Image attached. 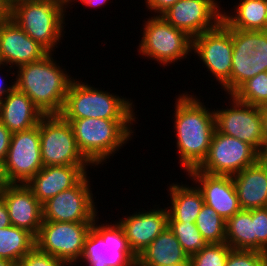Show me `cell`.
<instances>
[{
    "label": "cell",
    "instance_id": "26",
    "mask_svg": "<svg viewBox=\"0 0 267 266\" xmlns=\"http://www.w3.org/2000/svg\"><path fill=\"white\" fill-rule=\"evenodd\" d=\"M233 11L222 8V22L230 29L267 30L265 0H238ZM226 11V12H225Z\"/></svg>",
    "mask_w": 267,
    "mask_h": 266
},
{
    "label": "cell",
    "instance_id": "41",
    "mask_svg": "<svg viewBox=\"0 0 267 266\" xmlns=\"http://www.w3.org/2000/svg\"><path fill=\"white\" fill-rule=\"evenodd\" d=\"M9 185L11 182L7 176L5 162L0 160V193Z\"/></svg>",
    "mask_w": 267,
    "mask_h": 266
},
{
    "label": "cell",
    "instance_id": "5",
    "mask_svg": "<svg viewBox=\"0 0 267 266\" xmlns=\"http://www.w3.org/2000/svg\"><path fill=\"white\" fill-rule=\"evenodd\" d=\"M66 9L63 0L29 2L15 5L8 16L49 53H56L66 33Z\"/></svg>",
    "mask_w": 267,
    "mask_h": 266
},
{
    "label": "cell",
    "instance_id": "21",
    "mask_svg": "<svg viewBox=\"0 0 267 266\" xmlns=\"http://www.w3.org/2000/svg\"><path fill=\"white\" fill-rule=\"evenodd\" d=\"M89 167L95 168L71 165L44 166L25 185L43 204L58 193L75 186L89 172Z\"/></svg>",
    "mask_w": 267,
    "mask_h": 266
},
{
    "label": "cell",
    "instance_id": "36",
    "mask_svg": "<svg viewBox=\"0 0 267 266\" xmlns=\"http://www.w3.org/2000/svg\"><path fill=\"white\" fill-rule=\"evenodd\" d=\"M147 11L149 10L155 16H161L171 6H173L178 0H144ZM157 13V14H156Z\"/></svg>",
    "mask_w": 267,
    "mask_h": 266
},
{
    "label": "cell",
    "instance_id": "22",
    "mask_svg": "<svg viewBox=\"0 0 267 266\" xmlns=\"http://www.w3.org/2000/svg\"><path fill=\"white\" fill-rule=\"evenodd\" d=\"M43 116L32 100L16 88L0 99V121L12 133L34 128Z\"/></svg>",
    "mask_w": 267,
    "mask_h": 266
},
{
    "label": "cell",
    "instance_id": "39",
    "mask_svg": "<svg viewBox=\"0 0 267 266\" xmlns=\"http://www.w3.org/2000/svg\"><path fill=\"white\" fill-rule=\"evenodd\" d=\"M11 225L10 219H9V213L7 206L3 200V198L0 196V228H5Z\"/></svg>",
    "mask_w": 267,
    "mask_h": 266
},
{
    "label": "cell",
    "instance_id": "27",
    "mask_svg": "<svg viewBox=\"0 0 267 266\" xmlns=\"http://www.w3.org/2000/svg\"><path fill=\"white\" fill-rule=\"evenodd\" d=\"M225 242L234 250L257 251V236H254V209H241L226 220Z\"/></svg>",
    "mask_w": 267,
    "mask_h": 266
},
{
    "label": "cell",
    "instance_id": "15",
    "mask_svg": "<svg viewBox=\"0 0 267 266\" xmlns=\"http://www.w3.org/2000/svg\"><path fill=\"white\" fill-rule=\"evenodd\" d=\"M4 162L11 184H26L44 167L39 124L29 130L12 133Z\"/></svg>",
    "mask_w": 267,
    "mask_h": 266
},
{
    "label": "cell",
    "instance_id": "37",
    "mask_svg": "<svg viewBox=\"0 0 267 266\" xmlns=\"http://www.w3.org/2000/svg\"><path fill=\"white\" fill-rule=\"evenodd\" d=\"M12 132L0 121V160L5 161L10 146Z\"/></svg>",
    "mask_w": 267,
    "mask_h": 266
},
{
    "label": "cell",
    "instance_id": "23",
    "mask_svg": "<svg viewBox=\"0 0 267 266\" xmlns=\"http://www.w3.org/2000/svg\"><path fill=\"white\" fill-rule=\"evenodd\" d=\"M241 209L267 208V171L259 161L232 176Z\"/></svg>",
    "mask_w": 267,
    "mask_h": 266
},
{
    "label": "cell",
    "instance_id": "4",
    "mask_svg": "<svg viewBox=\"0 0 267 266\" xmlns=\"http://www.w3.org/2000/svg\"><path fill=\"white\" fill-rule=\"evenodd\" d=\"M74 78L69 85L61 115L65 119H138L131 98L110 93Z\"/></svg>",
    "mask_w": 267,
    "mask_h": 266
},
{
    "label": "cell",
    "instance_id": "11",
    "mask_svg": "<svg viewBox=\"0 0 267 266\" xmlns=\"http://www.w3.org/2000/svg\"><path fill=\"white\" fill-rule=\"evenodd\" d=\"M92 224L93 222L43 221L35 237V247L62 260L68 266H76Z\"/></svg>",
    "mask_w": 267,
    "mask_h": 266
},
{
    "label": "cell",
    "instance_id": "43",
    "mask_svg": "<svg viewBox=\"0 0 267 266\" xmlns=\"http://www.w3.org/2000/svg\"><path fill=\"white\" fill-rule=\"evenodd\" d=\"M13 9V0H0V12L8 15Z\"/></svg>",
    "mask_w": 267,
    "mask_h": 266
},
{
    "label": "cell",
    "instance_id": "48",
    "mask_svg": "<svg viewBox=\"0 0 267 266\" xmlns=\"http://www.w3.org/2000/svg\"><path fill=\"white\" fill-rule=\"evenodd\" d=\"M167 266H189V264H183V265L170 264V265H167Z\"/></svg>",
    "mask_w": 267,
    "mask_h": 266
},
{
    "label": "cell",
    "instance_id": "44",
    "mask_svg": "<svg viewBox=\"0 0 267 266\" xmlns=\"http://www.w3.org/2000/svg\"><path fill=\"white\" fill-rule=\"evenodd\" d=\"M258 161L267 171V149H263L258 153Z\"/></svg>",
    "mask_w": 267,
    "mask_h": 266
},
{
    "label": "cell",
    "instance_id": "16",
    "mask_svg": "<svg viewBox=\"0 0 267 266\" xmlns=\"http://www.w3.org/2000/svg\"><path fill=\"white\" fill-rule=\"evenodd\" d=\"M218 0H178L161 16L192 39L216 28L222 22Z\"/></svg>",
    "mask_w": 267,
    "mask_h": 266
},
{
    "label": "cell",
    "instance_id": "47",
    "mask_svg": "<svg viewBox=\"0 0 267 266\" xmlns=\"http://www.w3.org/2000/svg\"><path fill=\"white\" fill-rule=\"evenodd\" d=\"M63 1L66 3L68 7L72 4V2H74V0H63Z\"/></svg>",
    "mask_w": 267,
    "mask_h": 266
},
{
    "label": "cell",
    "instance_id": "45",
    "mask_svg": "<svg viewBox=\"0 0 267 266\" xmlns=\"http://www.w3.org/2000/svg\"><path fill=\"white\" fill-rule=\"evenodd\" d=\"M41 1H53V0H13V7L15 5H19V4H22V3L41 2Z\"/></svg>",
    "mask_w": 267,
    "mask_h": 266
},
{
    "label": "cell",
    "instance_id": "19",
    "mask_svg": "<svg viewBox=\"0 0 267 266\" xmlns=\"http://www.w3.org/2000/svg\"><path fill=\"white\" fill-rule=\"evenodd\" d=\"M185 175L201 191L204 204L213 208L225 220L241 210L232 176L212 175L196 168Z\"/></svg>",
    "mask_w": 267,
    "mask_h": 266
},
{
    "label": "cell",
    "instance_id": "9",
    "mask_svg": "<svg viewBox=\"0 0 267 266\" xmlns=\"http://www.w3.org/2000/svg\"><path fill=\"white\" fill-rule=\"evenodd\" d=\"M192 55L198 56L202 67L230 95L233 43L231 29L221 22L216 28L203 32L192 39ZM204 64V65H203Z\"/></svg>",
    "mask_w": 267,
    "mask_h": 266
},
{
    "label": "cell",
    "instance_id": "42",
    "mask_svg": "<svg viewBox=\"0 0 267 266\" xmlns=\"http://www.w3.org/2000/svg\"><path fill=\"white\" fill-rule=\"evenodd\" d=\"M262 130H263V149H267V107H261Z\"/></svg>",
    "mask_w": 267,
    "mask_h": 266
},
{
    "label": "cell",
    "instance_id": "20",
    "mask_svg": "<svg viewBox=\"0 0 267 266\" xmlns=\"http://www.w3.org/2000/svg\"><path fill=\"white\" fill-rule=\"evenodd\" d=\"M9 213L11 225L37 236L43 223L42 204L25 184H11L1 193Z\"/></svg>",
    "mask_w": 267,
    "mask_h": 266
},
{
    "label": "cell",
    "instance_id": "29",
    "mask_svg": "<svg viewBox=\"0 0 267 266\" xmlns=\"http://www.w3.org/2000/svg\"><path fill=\"white\" fill-rule=\"evenodd\" d=\"M195 224L207 244L225 242L226 220L218 215L213 208L204 204Z\"/></svg>",
    "mask_w": 267,
    "mask_h": 266
},
{
    "label": "cell",
    "instance_id": "28",
    "mask_svg": "<svg viewBox=\"0 0 267 266\" xmlns=\"http://www.w3.org/2000/svg\"><path fill=\"white\" fill-rule=\"evenodd\" d=\"M35 247V237L25 229L10 225L0 228V259L16 264Z\"/></svg>",
    "mask_w": 267,
    "mask_h": 266
},
{
    "label": "cell",
    "instance_id": "32",
    "mask_svg": "<svg viewBox=\"0 0 267 266\" xmlns=\"http://www.w3.org/2000/svg\"><path fill=\"white\" fill-rule=\"evenodd\" d=\"M231 250L226 242L207 244L189 257V266H225Z\"/></svg>",
    "mask_w": 267,
    "mask_h": 266
},
{
    "label": "cell",
    "instance_id": "1",
    "mask_svg": "<svg viewBox=\"0 0 267 266\" xmlns=\"http://www.w3.org/2000/svg\"><path fill=\"white\" fill-rule=\"evenodd\" d=\"M190 91L176 96L172 117L176 153L183 172L197 168L207 156L215 131L214 110ZM178 97V98H177ZM206 104V105H205Z\"/></svg>",
    "mask_w": 267,
    "mask_h": 266
},
{
    "label": "cell",
    "instance_id": "7",
    "mask_svg": "<svg viewBox=\"0 0 267 266\" xmlns=\"http://www.w3.org/2000/svg\"><path fill=\"white\" fill-rule=\"evenodd\" d=\"M99 221V216L93 221L79 262L88 266H137V256L120 224L116 220Z\"/></svg>",
    "mask_w": 267,
    "mask_h": 266
},
{
    "label": "cell",
    "instance_id": "46",
    "mask_svg": "<svg viewBox=\"0 0 267 266\" xmlns=\"http://www.w3.org/2000/svg\"><path fill=\"white\" fill-rule=\"evenodd\" d=\"M16 263L7 260V259H0V266H15Z\"/></svg>",
    "mask_w": 267,
    "mask_h": 266
},
{
    "label": "cell",
    "instance_id": "17",
    "mask_svg": "<svg viewBox=\"0 0 267 266\" xmlns=\"http://www.w3.org/2000/svg\"><path fill=\"white\" fill-rule=\"evenodd\" d=\"M49 52L28 36L8 15L0 18V58L8 67L38 61Z\"/></svg>",
    "mask_w": 267,
    "mask_h": 266
},
{
    "label": "cell",
    "instance_id": "25",
    "mask_svg": "<svg viewBox=\"0 0 267 266\" xmlns=\"http://www.w3.org/2000/svg\"><path fill=\"white\" fill-rule=\"evenodd\" d=\"M170 264H189V256L167 226L165 230L137 256V266H167Z\"/></svg>",
    "mask_w": 267,
    "mask_h": 266
},
{
    "label": "cell",
    "instance_id": "8",
    "mask_svg": "<svg viewBox=\"0 0 267 266\" xmlns=\"http://www.w3.org/2000/svg\"><path fill=\"white\" fill-rule=\"evenodd\" d=\"M39 133L44 166H93L78 149L72 126L61 114L44 115Z\"/></svg>",
    "mask_w": 267,
    "mask_h": 266
},
{
    "label": "cell",
    "instance_id": "30",
    "mask_svg": "<svg viewBox=\"0 0 267 266\" xmlns=\"http://www.w3.org/2000/svg\"><path fill=\"white\" fill-rule=\"evenodd\" d=\"M232 95L241 102L267 107V71L244 82Z\"/></svg>",
    "mask_w": 267,
    "mask_h": 266
},
{
    "label": "cell",
    "instance_id": "3",
    "mask_svg": "<svg viewBox=\"0 0 267 266\" xmlns=\"http://www.w3.org/2000/svg\"><path fill=\"white\" fill-rule=\"evenodd\" d=\"M66 120L72 126L78 149L96 168L108 163L106 161H109V158H113L124 145L126 146L133 139L136 135L134 126L138 123L136 119Z\"/></svg>",
    "mask_w": 267,
    "mask_h": 266
},
{
    "label": "cell",
    "instance_id": "12",
    "mask_svg": "<svg viewBox=\"0 0 267 266\" xmlns=\"http://www.w3.org/2000/svg\"><path fill=\"white\" fill-rule=\"evenodd\" d=\"M88 175L42 204L43 221L93 222L100 216Z\"/></svg>",
    "mask_w": 267,
    "mask_h": 266
},
{
    "label": "cell",
    "instance_id": "49",
    "mask_svg": "<svg viewBox=\"0 0 267 266\" xmlns=\"http://www.w3.org/2000/svg\"><path fill=\"white\" fill-rule=\"evenodd\" d=\"M265 3H266V13H267V0H265Z\"/></svg>",
    "mask_w": 267,
    "mask_h": 266
},
{
    "label": "cell",
    "instance_id": "2",
    "mask_svg": "<svg viewBox=\"0 0 267 266\" xmlns=\"http://www.w3.org/2000/svg\"><path fill=\"white\" fill-rule=\"evenodd\" d=\"M53 56L48 53L38 61L18 66L14 69L16 78L12 79L15 88L25 93L44 115L62 113L74 79Z\"/></svg>",
    "mask_w": 267,
    "mask_h": 266
},
{
    "label": "cell",
    "instance_id": "18",
    "mask_svg": "<svg viewBox=\"0 0 267 266\" xmlns=\"http://www.w3.org/2000/svg\"><path fill=\"white\" fill-rule=\"evenodd\" d=\"M160 204L147 207V210L135 208L132 214L119 218L117 222L123 228L130 248L136 256L144 251L149 244L161 234L168 226L167 206L160 207ZM143 209V210H142Z\"/></svg>",
    "mask_w": 267,
    "mask_h": 266
},
{
    "label": "cell",
    "instance_id": "13",
    "mask_svg": "<svg viewBox=\"0 0 267 266\" xmlns=\"http://www.w3.org/2000/svg\"><path fill=\"white\" fill-rule=\"evenodd\" d=\"M227 96L230 107L213 109L216 130L251 145L259 153L263 150L261 107L241 102L233 95Z\"/></svg>",
    "mask_w": 267,
    "mask_h": 266
},
{
    "label": "cell",
    "instance_id": "38",
    "mask_svg": "<svg viewBox=\"0 0 267 266\" xmlns=\"http://www.w3.org/2000/svg\"><path fill=\"white\" fill-rule=\"evenodd\" d=\"M7 65H5V64H3V63H0V71H2V69L5 71H7V73L9 74H11L12 75V77L14 78V76H15V70H14V68H11V67H8ZM8 70H7V69ZM12 70V72H10ZM2 72H0V74H1ZM8 74H6L5 76L4 75H2V77H1V75H0V99L1 98H3V97H5L9 92H11L14 88H15V82H12V83H9L8 85H7V83L6 82H8L7 81V79L5 80V78L6 77H8L9 75ZM3 78V79H2ZM6 81V82H5ZM11 84V85H10Z\"/></svg>",
    "mask_w": 267,
    "mask_h": 266
},
{
    "label": "cell",
    "instance_id": "6",
    "mask_svg": "<svg viewBox=\"0 0 267 266\" xmlns=\"http://www.w3.org/2000/svg\"><path fill=\"white\" fill-rule=\"evenodd\" d=\"M143 22L142 37L137 48L138 55L155 60L164 68L170 64H178V61L185 58L189 59L188 56L191 58L192 38L184 31L175 28L162 16L150 15Z\"/></svg>",
    "mask_w": 267,
    "mask_h": 266
},
{
    "label": "cell",
    "instance_id": "14",
    "mask_svg": "<svg viewBox=\"0 0 267 266\" xmlns=\"http://www.w3.org/2000/svg\"><path fill=\"white\" fill-rule=\"evenodd\" d=\"M258 161V152L249 144L216 129L207 156L196 168L212 175L233 176Z\"/></svg>",
    "mask_w": 267,
    "mask_h": 266
},
{
    "label": "cell",
    "instance_id": "24",
    "mask_svg": "<svg viewBox=\"0 0 267 266\" xmlns=\"http://www.w3.org/2000/svg\"><path fill=\"white\" fill-rule=\"evenodd\" d=\"M189 183L175 181L167 186L168 198L171 199L168 200L170 204H166L169 205L168 222L196 223L197 216L204 205V198L197 186L193 182Z\"/></svg>",
    "mask_w": 267,
    "mask_h": 266
},
{
    "label": "cell",
    "instance_id": "33",
    "mask_svg": "<svg viewBox=\"0 0 267 266\" xmlns=\"http://www.w3.org/2000/svg\"><path fill=\"white\" fill-rule=\"evenodd\" d=\"M267 253L255 250H234L229 252L225 266H266Z\"/></svg>",
    "mask_w": 267,
    "mask_h": 266
},
{
    "label": "cell",
    "instance_id": "35",
    "mask_svg": "<svg viewBox=\"0 0 267 266\" xmlns=\"http://www.w3.org/2000/svg\"><path fill=\"white\" fill-rule=\"evenodd\" d=\"M254 236L257 251L267 253V208L254 209Z\"/></svg>",
    "mask_w": 267,
    "mask_h": 266
},
{
    "label": "cell",
    "instance_id": "34",
    "mask_svg": "<svg viewBox=\"0 0 267 266\" xmlns=\"http://www.w3.org/2000/svg\"><path fill=\"white\" fill-rule=\"evenodd\" d=\"M19 266H68L62 260L43 253L34 247L19 262Z\"/></svg>",
    "mask_w": 267,
    "mask_h": 266
},
{
    "label": "cell",
    "instance_id": "10",
    "mask_svg": "<svg viewBox=\"0 0 267 266\" xmlns=\"http://www.w3.org/2000/svg\"><path fill=\"white\" fill-rule=\"evenodd\" d=\"M231 37L230 95L244 82L267 71V30L231 29Z\"/></svg>",
    "mask_w": 267,
    "mask_h": 266
},
{
    "label": "cell",
    "instance_id": "40",
    "mask_svg": "<svg viewBox=\"0 0 267 266\" xmlns=\"http://www.w3.org/2000/svg\"><path fill=\"white\" fill-rule=\"evenodd\" d=\"M108 1L110 0H74V2H72V4L68 8H71L72 5H74V3L76 4L78 3L77 5L82 3V5L84 4L87 7L90 8L95 7V9H98L100 7L102 8L104 5L106 6L107 5L106 3H108Z\"/></svg>",
    "mask_w": 267,
    "mask_h": 266
},
{
    "label": "cell",
    "instance_id": "31",
    "mask_svg": "<svg viewBox=\"0 0 267 266\" xmlns=\"http://www.w3.org/2000/svg\"><path fill=\"white\" fill-rule=\"evenodd\" d=\"M168 227L189 257L207 245L195 223L168 222Z\"/></svg>",
    "mask_w": 267,
    "mask_h": 266
}]
</instances>
